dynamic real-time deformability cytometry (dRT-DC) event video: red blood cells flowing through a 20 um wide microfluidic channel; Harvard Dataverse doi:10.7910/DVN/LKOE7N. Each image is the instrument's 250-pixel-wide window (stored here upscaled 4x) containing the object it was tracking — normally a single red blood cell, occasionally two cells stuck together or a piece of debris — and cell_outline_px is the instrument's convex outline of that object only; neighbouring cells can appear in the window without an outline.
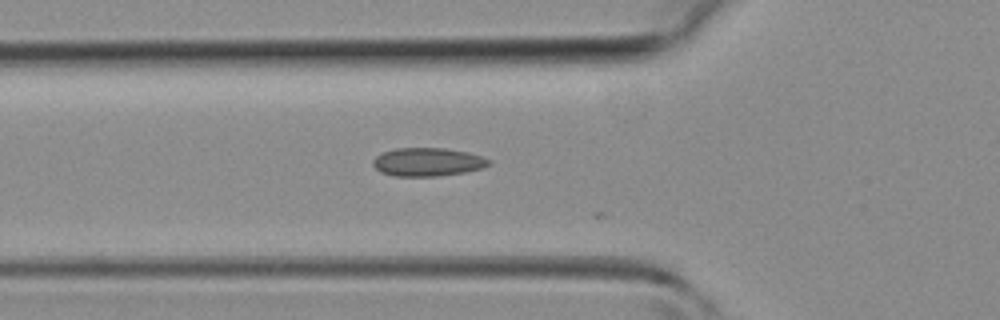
{"species": "common noctule bat (a hibernating species)", "species_latin": "Nyctalus noctula", "temperature_condition": "room temperature", "stored_images_in_passage": 31, "camera_frame_rate_fps": 3000, "um_per_image_px": 0.085, "animal": {"sex": "female", "body_mass_g": 19.3, "forearm_length_mm": 54.1}, "frame": {"image": 1, "passage_image": 4, "time_ms": 1.0, "image_size_px": [1000, 320], "cell_outline_px": [[492, 164], [484, 168], [464, 172], [440, 176], [392, 176], [380, 172], [372, 164], [372, 160], [376, 156], [384, 152], [396, 148], [444, 148], [468, 152], [492, 160]], "centroid_in_image_um": [36.37, 13.77], "position_along_channel_um": 89.4, "area_um2": 19.31}}
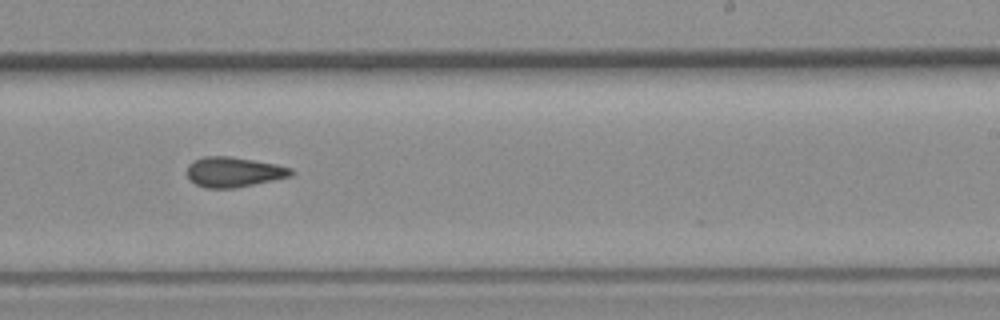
{"frame": {"image": 2, "passage_image": 15, "time_ms": 4.667, "image_size_px": [1000, 320], "cell_outline_px": [[296, 172], [292, 176], [236, 188], [204, 188], [196, 184], [188, 176], [188, 164], [204, 156], [228, 156], [276, 164], [292, 168]], "centroid_in_image_um": [19.91, 14.63], "position_along_channel_um": 269.1, "area_um2": 18.15}}
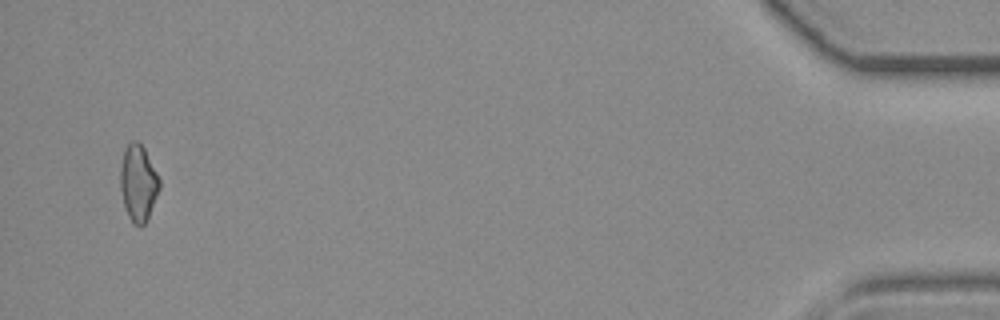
{"frame": {"image": 3, "passage_image": 30, "time_ms": 9.667, "image_size_px": [1000, 320], "cell_outline_px": [[160, 188], [148, 216], [144, 224], [140, 228], [132, 224], [128, 216], [124, 204], [120, 188], [120, 168], [124, 148], [132, 140], [136, 140], [144, 148], [160, 180]], "centroid_in_image_um": [11.73, 15.56], "position_along_channel_um": 423.5, "area_um2": 17.34}}